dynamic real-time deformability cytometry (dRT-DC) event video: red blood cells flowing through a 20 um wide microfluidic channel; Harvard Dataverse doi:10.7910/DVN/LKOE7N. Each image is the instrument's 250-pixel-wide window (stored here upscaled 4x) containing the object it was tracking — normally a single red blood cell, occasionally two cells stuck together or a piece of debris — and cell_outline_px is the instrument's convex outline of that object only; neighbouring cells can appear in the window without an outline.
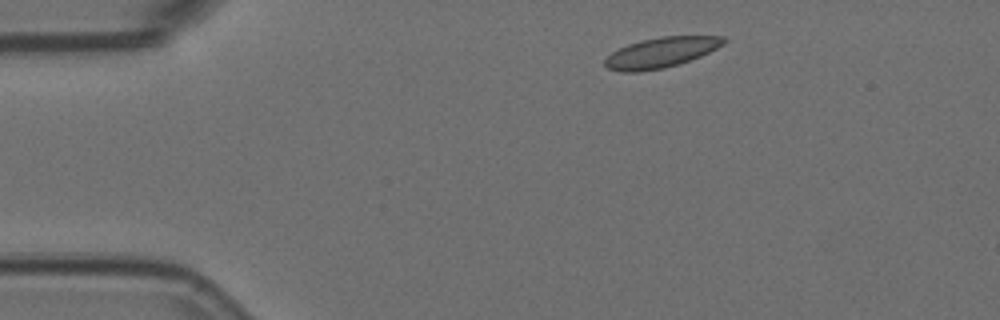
{"species": "Egyptian fruit bat (a non-hibernating species)", "species_latin": "Rousettus aegyptiacus", "temperature_condition": "room temperature", "stored_images_in_passage": 3, "camera_frame_rate_fps": 3000, "um_per_image_px": 0.085, "animal": {"sex": "female"}, "frame": {"image": 1, "passage_image": 1, "time_ms": 0.0, "image_size_px": [1000, 320], "cell_outline_px": [[728, 40], [724, 44], [700, 56], [664, 68], [640, 72], [620, 72], [608, 68], [604, 64], [604, 60], [612, 52], [628, 44], [640, 40], [660, 36], [724, 36]], "centroid_in_image_um": [56.17, 4.46], "position_along_channel_um": 28.8, "area_um2": 20.87}}